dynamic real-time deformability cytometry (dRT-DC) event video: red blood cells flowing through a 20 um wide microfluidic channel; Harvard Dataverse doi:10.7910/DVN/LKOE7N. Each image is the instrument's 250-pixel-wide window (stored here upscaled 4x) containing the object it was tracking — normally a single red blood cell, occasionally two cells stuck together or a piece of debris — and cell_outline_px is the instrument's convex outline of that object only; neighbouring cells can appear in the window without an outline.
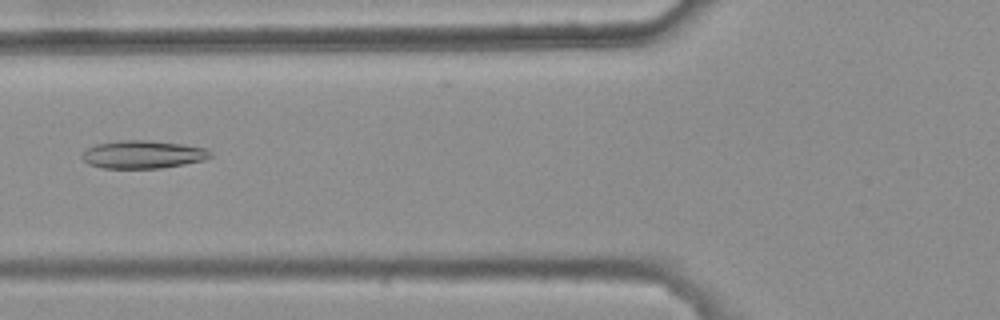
{"species": "common noctule bat (a hibernating species)", "species_latin": "Nyctalus noctula", "temperature_condition": "warm", "stored_images_in_passage": 4, "camera_frame_rate_fps": 3000, "um_per_image_px": 0.085, "animal": {"sex": "female", "body_mass_g": 25.1}, "frame": {"image": 1, "passage_image": 4, "time_ms": 1.0, "image_size_px": [1000, 320], "cell_outline_px": [[212, 156], [204, 160], [184, 164], [160, 168], [104, 168], [88, 164], [80, 156], [88, 148], [96, 144], [116, 140], [148, 140], [184, 144], [208, 148], [212, 152]], "centroid_in_image_um": [12.17, 13.12], "position_along_channel_um": 113.6, "area_um2": 21.04}}